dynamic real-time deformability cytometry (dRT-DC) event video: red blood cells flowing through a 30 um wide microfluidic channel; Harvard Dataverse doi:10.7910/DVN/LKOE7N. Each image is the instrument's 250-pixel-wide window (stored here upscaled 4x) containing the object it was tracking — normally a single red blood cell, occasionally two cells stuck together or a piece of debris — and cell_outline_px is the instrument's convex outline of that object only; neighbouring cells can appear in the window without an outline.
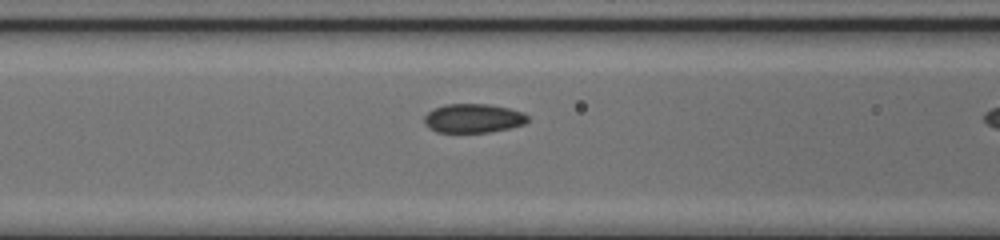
{"species": "common noctule bat (a hibernating species)", "species_latin": "Nyctalus noctula", "temperature_condition": "cold", "stored_images_in_passage": 8, "camera_frame_rate_fps": 3000, "um_per_image_px": 0.085, "animal": {"sex": "female", "body_mass_g": 17.0, "forearm_length_mm": 48.0}, "frame": {"image": 1, "passage_image": 7, "time_ms": 2.0, "image_size_px": [1000, 240], "cell_outline_px": [[528, 120], [524, 124], [508, 128], [488, 132], [436, 132], [428, 128], [424, 124], [424, 116], [432, 108], [444, 104], [488, 104], [508, 108], [524, 112], [528, 116]], "centroid_in_image_um": [40.18, 10.05], "position_along_channel_um": 126.4, "area_um2": 17.57}}